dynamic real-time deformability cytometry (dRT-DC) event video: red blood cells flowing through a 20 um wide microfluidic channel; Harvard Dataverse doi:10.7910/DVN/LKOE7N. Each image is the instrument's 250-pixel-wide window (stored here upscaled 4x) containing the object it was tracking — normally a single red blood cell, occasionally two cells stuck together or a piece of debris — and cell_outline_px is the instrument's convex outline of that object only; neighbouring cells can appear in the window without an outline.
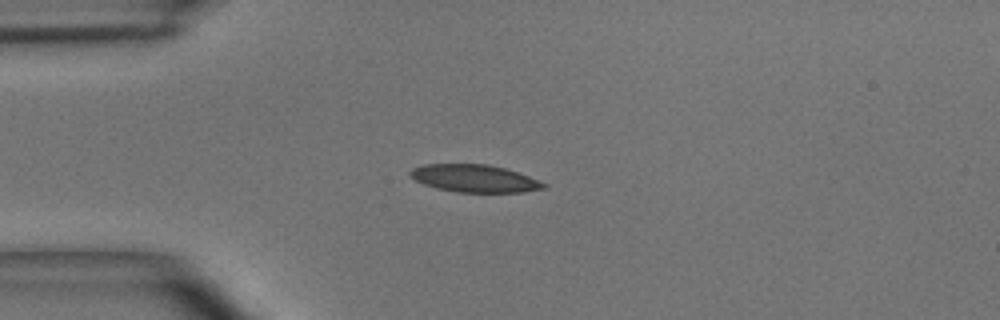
{"species": "common noctule bat (a hibernating species)", "species_latin": "Nyctalus noctula", "temperature_condition": "room temperature", "stored_images_in_passage": 38, "camera_frame_rate_fps": 3000, "um_per_image_px": 0.085, "animal": {"sex": "male", "body_mass_g": 15.6}, "frame": {"image": 1, "passage_image": 1, "time_ms": 0.0, "image_size_px": [1000, 320], "cell_outline_px": [[548, 184], [544, 188], [524, 192], [460, 192], [436, 188], [424, 184], [416, 180], [408, 172], [412, 168], [424, 164], [484, 164], [504, 168], [528, 176]], "centroid_in_image_um": [40.32, 15.16], "position_along_channel_um": 44.7, "area_um2": 21.15}}
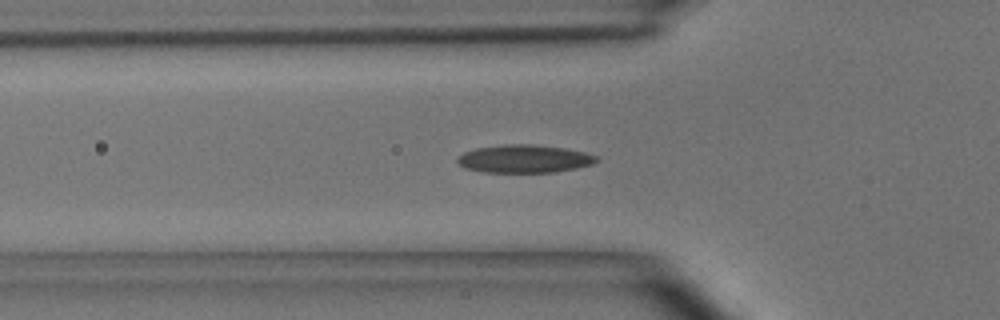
{"frame": {"image": 2, "passage_image": 5, "time_ms": 1.333, "image_size_px": [1000, 320], "cell_outline_px": [[600, 160], [592, 164], [576, 168], [556, 172], [484, 172], [464, 168], [456, 160], [456, 156], [464, 152], [476, 148], [504, 144], [532, 144], [564, 148], [584, 152], [596, 156]], "centroid_in_image_um": [44.54, 13.49], "position_along_channel_um": 81.3, "area_um2": 22.72}}
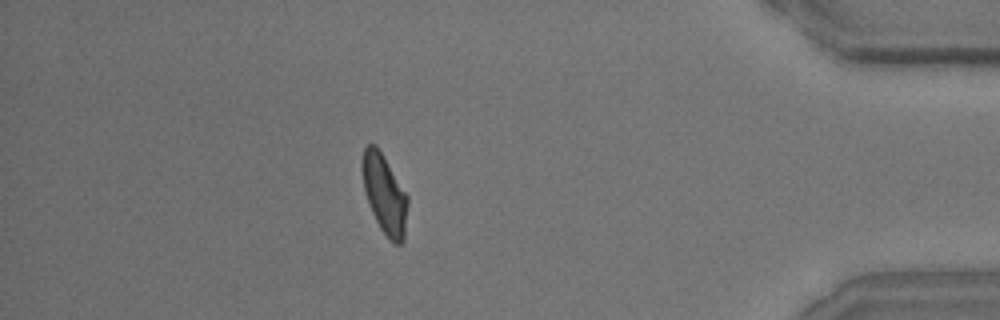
{"frame": {"image": 3, "passage_image": 32, "time_ms": 10.333, "image_size_px": [1000, 320], "cell_outline_px": [[408, 204], [404, 240], [400, 244], [392, 244], [388, 240], [380, 228], [372, 212], [364, 192], [364, 148], [368, 144], [376, 144], [408, 196]], "centroid_in_image_um": [32.72, 16.59], "position_along_channel_um": 402.5, "area_um2": 20.58}, "authors_computed_cell_mechanics": {"area_um2": 21.2415, "velocity_mm_per_s": 4.0443, "shape_relaxation_time_tau1_ms": 4.6403, "shape_relaxation_time_tau2_ms": 2.6689, "deformation_change_tau1": 0.1513, "deformation_change_tau2": 0.0934}}